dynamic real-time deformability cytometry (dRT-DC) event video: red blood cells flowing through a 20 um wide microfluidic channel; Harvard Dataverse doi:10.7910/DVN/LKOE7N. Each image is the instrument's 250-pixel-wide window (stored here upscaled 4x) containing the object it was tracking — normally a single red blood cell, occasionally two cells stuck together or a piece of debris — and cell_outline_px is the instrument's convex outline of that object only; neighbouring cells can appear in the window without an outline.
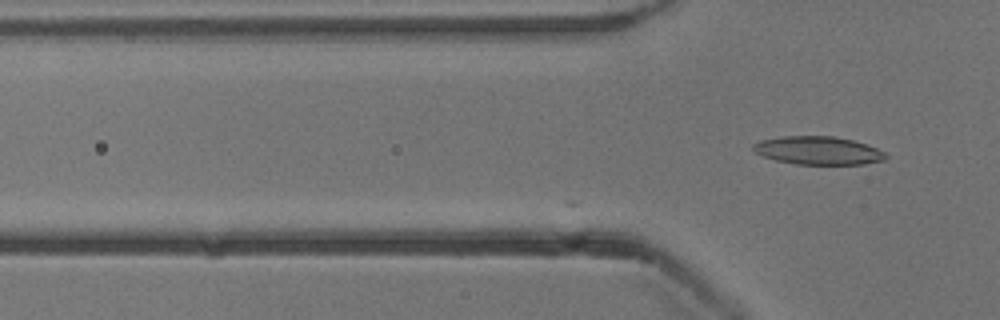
{"species": "common noctule bat (a hibernating species)", "species_latin": "Nyctalus noctula", "temperature_condition": "cold", "stored_images_in_passage": 2, "camera_frame_rate_fps": 3000, "um_per_image_px": 0.085, "animal": {"sex": "male", "body_mass_g": 13.3}, "frame": {"image": 1, "passage_image": 2, "time_ms": 0.333, "image_size_px": [1000, 320], "cell_outline_px": [[888, 156], [884, 160], [864, 164], [796, 164], [776, 160], [764, 156], [756, 152], [752, 148], [752, 144], [760, 140], [780, 136], [832, 136], [852, 140], [868, 144], [884, 152]], "centroid_in_image_um": [69.54, 12.79], "position_along_channel_um": 56.3, "area_um2": 21.73}}